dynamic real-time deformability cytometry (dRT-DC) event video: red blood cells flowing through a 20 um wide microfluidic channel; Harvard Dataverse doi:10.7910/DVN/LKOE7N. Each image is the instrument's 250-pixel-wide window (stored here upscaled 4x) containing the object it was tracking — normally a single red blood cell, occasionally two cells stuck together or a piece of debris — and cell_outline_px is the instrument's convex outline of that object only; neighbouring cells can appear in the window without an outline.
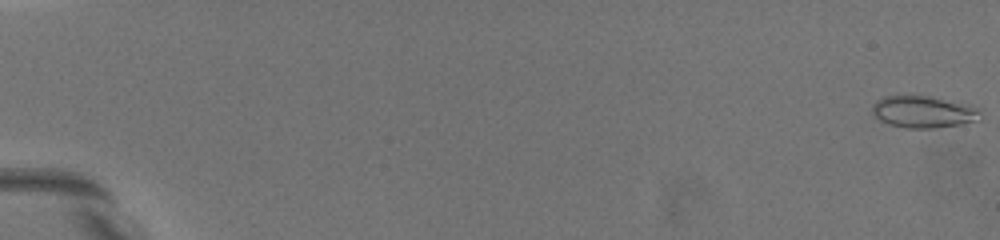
{"species": "common noctule bat (a hibernating species)", "species_latin": "Nyctalus noctula", "temperature_condition": "warm", "stored_images_in_passage": 23, "camera_frame_rate_fps": 3000, "um_per_image_px": 0.085, "animal": {"sex": "female", "body_mass_g": 19.5, "forearm_length_mm": 54.1}, "frame": {"image": 1, "passage_image": 1, "time_ms": 0.0, "image_size_px": [1000, 240], "cell_outline_px": [[976, 112], [972, 120], [960, 124], [932, 128], [908, 128], [892, 124], [880, 120], [872, 112], [872, 104], [876, 100], [884, 96], [928, 96], [968, 108]], "centroid_in_image_um": [78.22, 9.52], "position_along_channel_um": 6.8, "area_um2": 18.5}}
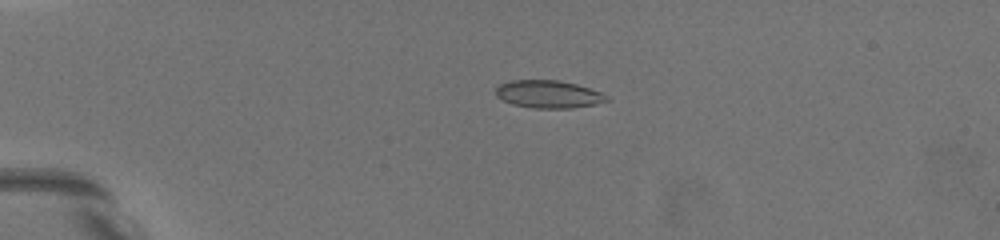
{"frame": {"image": 2, "passage_image": 15, "time_ms": 5.0, "image_size_px": [1000, 240], "cell_outline_px": [[612, 100], [572, 108], [536, 108], [512, 104], [496, 96], [496, 88], [500, 84], [512, 80], [556, 80], [576, 84], [600, 92], [608, 96]], "centroid_in_image_um": [46.62, 8.0], "position_along_channel_um": 38.4, "area_um2": 17.69}}
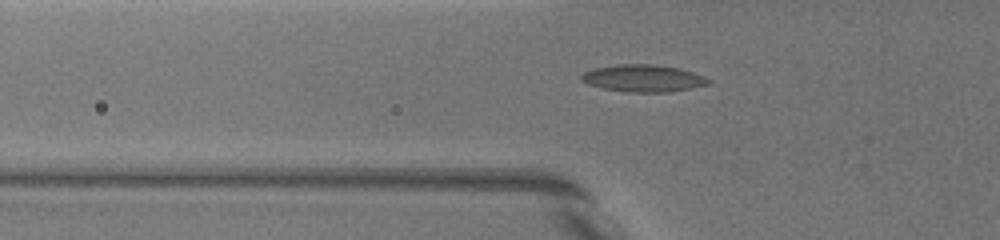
{"frame": {"image": 3, "passage_image": 22, "time_ms": 7.333, "image_size_px": [1000, 240], "cell_outline_px": [[712, 80], [708, 84], [668, 92], [628, 92], [604, 88], [588, 84], [580, 80], [580, 76], [584, 72], [596, 68], [620, 64], [648, 64], [680, 68], [692, 72]], "centroid_in_image_um": [54.65, 6.65], "position_along_channel_um": 71.1, "area_um2": 19.77}}